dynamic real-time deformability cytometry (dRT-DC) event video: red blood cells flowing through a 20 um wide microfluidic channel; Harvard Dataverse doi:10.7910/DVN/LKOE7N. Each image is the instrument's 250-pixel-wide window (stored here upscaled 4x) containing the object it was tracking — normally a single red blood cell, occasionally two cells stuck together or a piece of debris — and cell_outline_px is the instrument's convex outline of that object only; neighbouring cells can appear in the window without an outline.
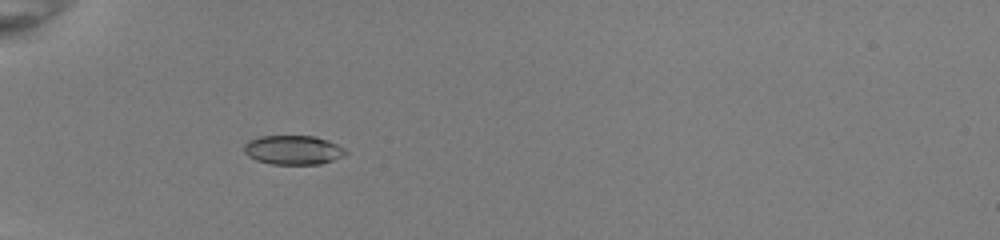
{"species": "common noctule bat (a hibernating species)", "species_latin": "Nyctalus noctula", "temperature_condition": "room temperature", "stored_images_in_passage": 35, "camera_frame_rate_fps": 3000, "um_per_image_px": 0.085, "animal": {"sex": "female", "body_mass_g": 22.0, "forearm_length_mm": 56.7}, "frame": {"image": 1, "passage_image": 1, "time_ms": 0.0, "image_size_px": [1000, 240], "cell_outline_px": [[348, 152], [344, 156], [320, 164], [272, 164], [256, 160], [248, 156], [244, 152], [244, 144], [248, 140], [260, 136], [312, 136], [328, 140], [344, 148]], "centroid_in_image_um": [24.9, 12.75], "position_along_channel_um": 60.1, "area_um2": 17.28}}
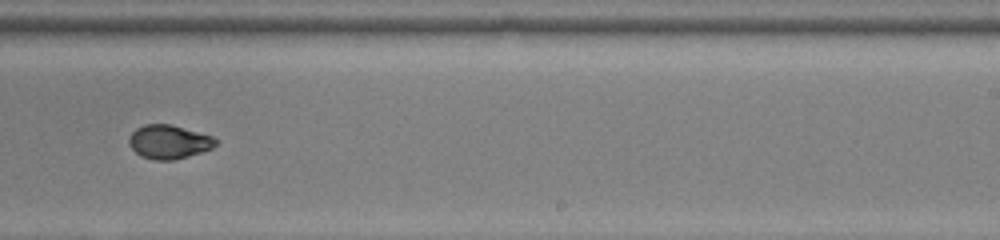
{"frame": {"image": 2, "passage_image": 18, "time_ms": 5.667, "image_size_px": [1000, 240], "cell_outline_px": [[220, 140], [212, 148], [188, 156], [172, 160], [152, 160], [140, 156], [128, 144], [128, 140], [132, 132], [136, 128], [144, 124], [172, 124], [212, 136]], "centroid_in_image_um": [14.35, 12.05], "position_along_channel_um": 274.7, "area_um2": 17.17}}
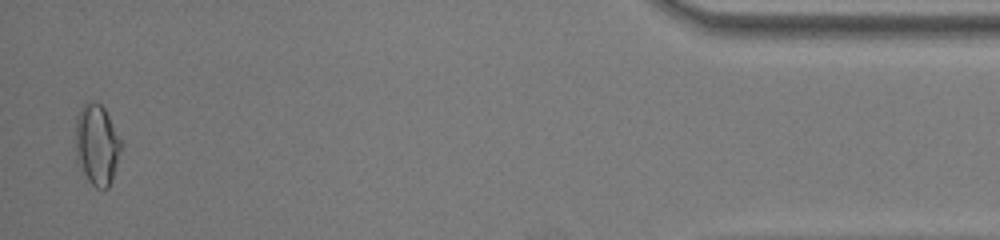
{"frame": {"image": 3, "passage_image": 34, "time_ms": 11.0, "image_size_px": [1000, 240], "cell_outline_px": [[124, 144], [112, 180], [108, 188], [96, 188], [88, 180], [76, 164], [76, 116], [80, 108], [84, 104], [92, 100], [100, 104], [104, 108]], "centroid_in_image_um": [8.25, 12.31], "position_along_channel_um": 427.0, "area_um2": 21.85}, "authors_computed_cell_mechanics": {"area_um2": 17.7446, "velocity_mm_per_s": 4.0259, "shape_relaxation_time_tau1_ms": 3.9655, "shape_relaxation_time_tau2_ms": 1.4258, "deformation_change_tau1": 0.1781, "deformation_change_tau2": 0.0455}}